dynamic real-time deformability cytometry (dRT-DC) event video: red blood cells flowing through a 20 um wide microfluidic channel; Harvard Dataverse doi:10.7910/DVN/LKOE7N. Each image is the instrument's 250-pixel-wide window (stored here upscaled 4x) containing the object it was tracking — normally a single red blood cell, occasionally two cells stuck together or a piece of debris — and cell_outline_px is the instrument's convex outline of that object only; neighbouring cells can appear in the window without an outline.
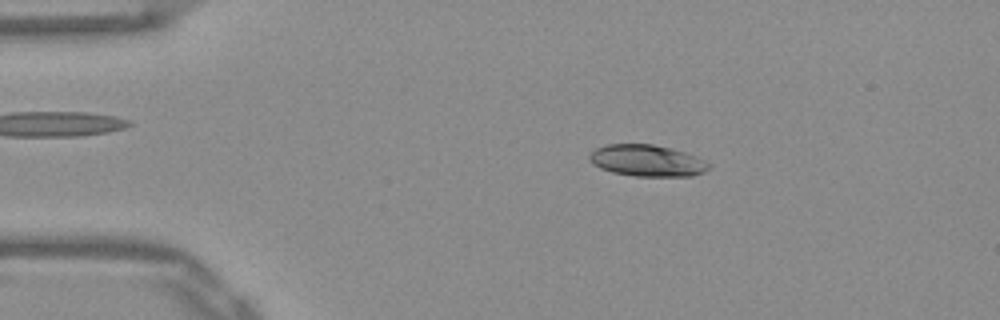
{"species": "Egyptian fruit bat (a non-hibernating species)", "species_latin": "Rousettus aegyptiacus", "temperature_condition": "warm", "stored_images_in_passage": 51, "camera_frame_rate_fps": 3000, "um_per_image_px": 0.085, "frame": {"image": 1, "passage_image": 9, "time_ms": 2.667, "image_size_px": [1000, 320], "cell_outline_px": [[708, 168], [704, 172], [692, 176], [636, 176], [612, 172], [600, 168], [592, 164], [588, 160], [588, 156], [596, 148], [608, 144], [652, 144], [684, 152], [696, 156], [704, 160], [708, 164]], "centroid_in_image_um": [54.96, 13.66], "position_along_channel_um": 30.0, "area_um2": 21.79}}
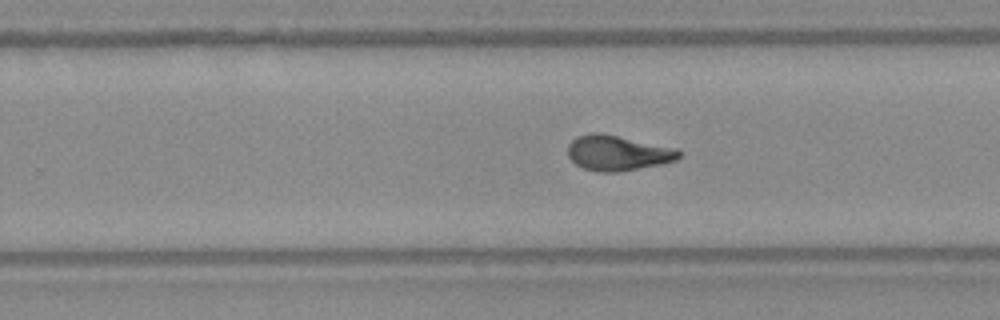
{"frame": {"image": 2, "passage_image": 32, "time_ms": 10.333, "image_size_px": [1000, 320], "cell_outline_px": [[680, 156], [676, 160], [660, 164], [620, 172], [596, 172], [584, 168], [576, 164], [568, 156], [568, 144], [576, 136], [592, 132], [596, 132], [680, 148]], "centroid_in_image_um": [52.51, 13.0], "position_along_channel_um": 277.3, "area_um2": 22.89}}
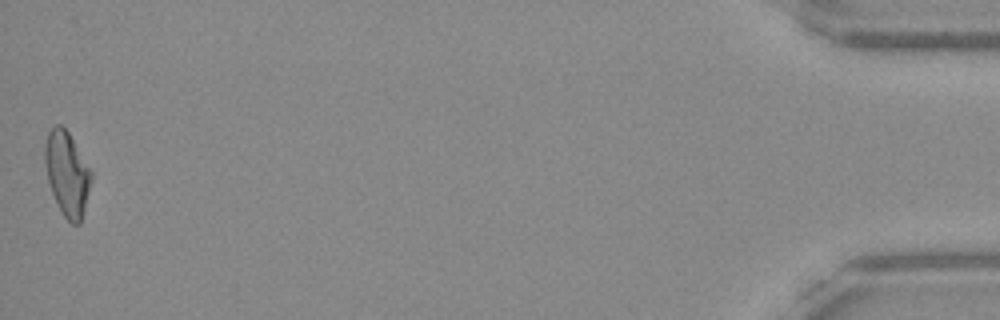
{"frame": {"image": 3, "passage_image": 51, "time_ms": 16.667, "image_size_px": [1000, 320], "cell_outline_px": [[92, 180], [80, 224], [72, 224], [60, 212], [52, 192], [48, 180], [44, 164], [44, 144], [48, 132], [56, 124], [60, 124], [68, 132], [92, 172]], "centroid_in_image_um": [5.68, 14.76], "position_along_channel_um": 429.5, "area_um2": 22.66}, "authors_computed_cell_mechanics": {"area_um2": 22.253, "velocity_mm_per_s": 3.9039, "shape_relaxation_time_tau1_ms": 5.9346, "shape_relaxation_time_tau2_ms": 1.1611, "deformation_change_tau1": 0.2145, "deformation_change_tau2": 0.0704}}